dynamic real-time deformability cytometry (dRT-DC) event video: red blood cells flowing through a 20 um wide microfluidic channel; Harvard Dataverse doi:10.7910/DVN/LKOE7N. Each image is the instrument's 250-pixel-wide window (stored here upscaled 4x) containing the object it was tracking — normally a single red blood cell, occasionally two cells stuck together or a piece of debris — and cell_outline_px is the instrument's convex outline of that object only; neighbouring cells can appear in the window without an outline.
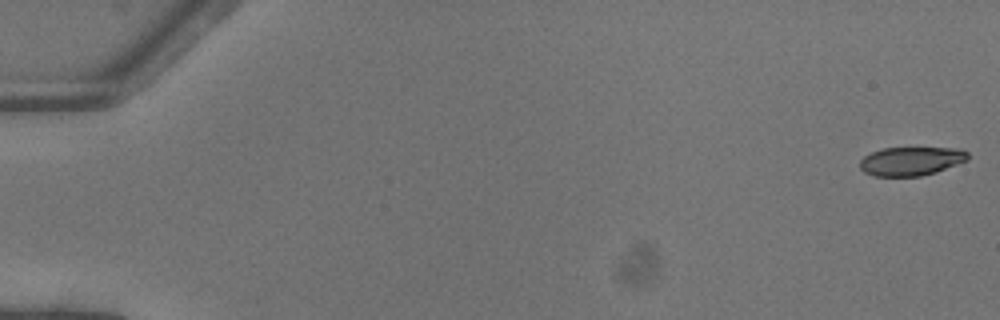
{"species": "common noctule bat (a hibernating species)", "species_latin": "Nyctalus noctula", "temperature_condition": "warm", "stored_images_in_passage": 52, "camera_frame_rate_fps": 3000, "um_per_image_px": 0.085, "animal": {"sex": "female"}, "frame": {"image": 1, "passage_image": 1, "time_ms": 0.0, "image_size_px": [1000, 320], "cell_outline_px": [[968, 160], [936, 172], [920, 176], [876, 176], [864, 172], [860, 168], [860, 160], [864, 156], [872, 152], [884, 148], [960, 148], [968, 152]], "centroid_in_image_um": [77.45, 13.69], "position_along_channel_um": 7.5, "area_um2": 18.03}}
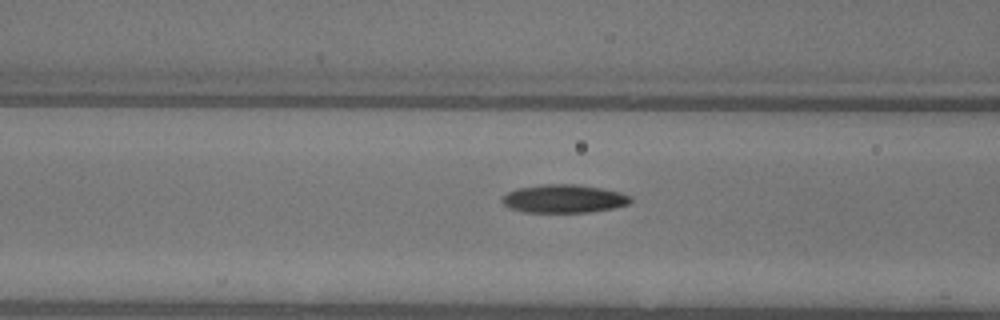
{"frame": {"image": 2, "passage_image": 22, "time_ms": 7.0, "image_size_px": [1000, 320], "cell_outline_px": [[632, 200], [628, 204], [612, 208], [592, 212], [524, 212], [508, 208], [500, 200], [508, 192], [516, 188], [544, 184], [576, 184], [604, 188], [620, 192], [632, 196]], "centroid_in_image_um": [47.93, 16.88], "position_along_channel_um": 118.7, "area_um2": 21.33}}
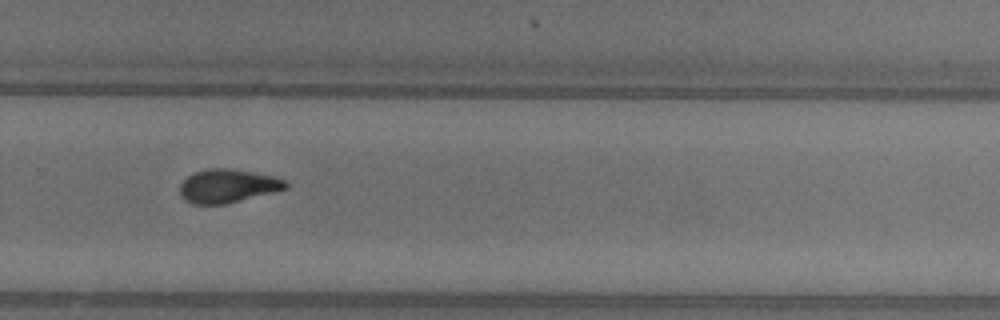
{"frame": {"image": 3, "passage_image": 36, "time_ms": 11.667, "image_size_px": [1000, 320], "cell_outline_px": [[288, 188], [224, 204], [192, 204], [184, 200], [180, 196], [180, 184], [188, 176], [196, 172], [208, 168], [232, 168], [272, 176], [288, 180]], "centroid_in_image_um": [19.34, 15.8], "position_along_channel_um": 310.5, "area_um2": 20.58}, "authors_computed_cell_mechanics": {"area_um2": 20.3456, "velocity_mm_per_s": 4.1175, "shape_relaxation_time_tau1_ms": 6.0149, "shape_relaxation_time_tau2_ms": 4.5745, "deformation_change_tau1": 0.2107, "deformation_change_tau2": 0.1261}}